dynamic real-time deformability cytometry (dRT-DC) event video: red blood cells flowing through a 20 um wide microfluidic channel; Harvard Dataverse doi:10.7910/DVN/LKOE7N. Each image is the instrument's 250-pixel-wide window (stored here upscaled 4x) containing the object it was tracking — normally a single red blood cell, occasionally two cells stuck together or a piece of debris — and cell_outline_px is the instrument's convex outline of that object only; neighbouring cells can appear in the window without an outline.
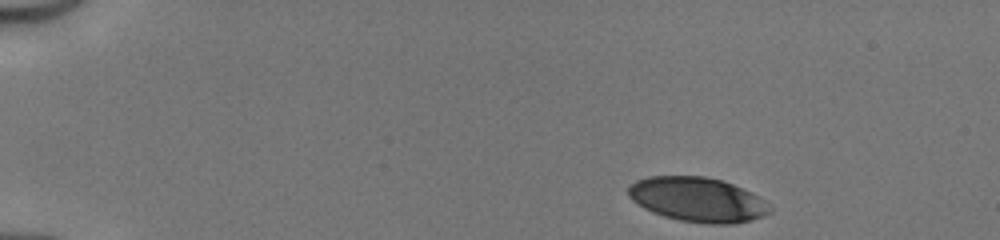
{"species": "human", "species_latin": "Homo sapiens", "temperature_condition": "cold", "stored_images_in_passage": 38, "camera_frame_rate_fps": 3000, "um_per_image_px": 0.085, "donor": {"sex": "male"}, "frame": {"image": 1, "passage_image": 1, "time_ms": 0.0, "image_size_px": [1000, 240], "cell_outline_px": [[772, 212], [764, 216], [752, 220], [732, 224], [708, 224], [680, 220], [664, 216], [652, 212], [644, 208], [632, 200], [628, 196], [628, 184], [636, 180], [648, 176], [704, 176], [720, 180], [732, 184], [752, 192], [764, 200], [772, 208]], "centroid_in_image_um": [59.3, 16.96], "position_along_channel_um": 25.7, "area_um2": 36.93}}
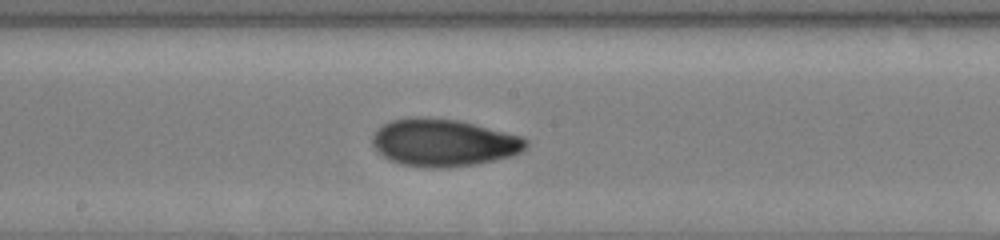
{"frame": {"image": 2, "passage_image": 22, "time_ms": 7.0, "image_size_px": [1000, 240], "cell_outline_px": [[528, 144], [520, 152], [512, 156], [476, 164], [444, 168], [432, 168], [400, 164], [384, 156], [372, 144], [372, 136], [384, 124], [392, 120], [412, 116], [420, 116], [460, 120], [520, 136], [528, 140]], "centroid_in_image_um": [37.71, 12.12], "position_along_channel_um": 210.5, "area_um2": 42.25}}
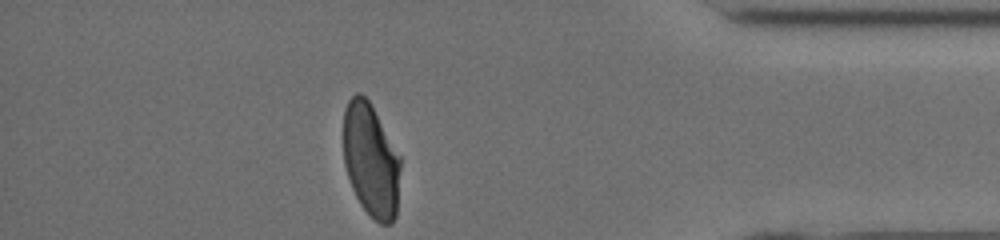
{"frame": {"image": 3, "passage_image": 38, "time_ms": 12.333, "image_size_px": [1000, 240], "cell_outline_px": [[400, 168], [396, 216], [392, 224], [380, 224], [360, 204], [352, 188], [344, 164], [344, 108], [348, 100], [356, 92], [360, 92], [372, 104], [400, 156]], "centroid_in_image_um": [31.53, 13.59], "position_along_channel_um": 403.7, "area_um2": 37.74}, "authors_computed_cell_mechanics": {"area_um2": 40.5178, "velocity_mm_per_s": 4.1589, "shape_relaxation_time_tau1_ms": 5.1679, "shape_relaxation_time_tau2_ms": 1.1406, "deformation_change_tau1": 0.193, "deformation_change_tau2": 0.0555}}